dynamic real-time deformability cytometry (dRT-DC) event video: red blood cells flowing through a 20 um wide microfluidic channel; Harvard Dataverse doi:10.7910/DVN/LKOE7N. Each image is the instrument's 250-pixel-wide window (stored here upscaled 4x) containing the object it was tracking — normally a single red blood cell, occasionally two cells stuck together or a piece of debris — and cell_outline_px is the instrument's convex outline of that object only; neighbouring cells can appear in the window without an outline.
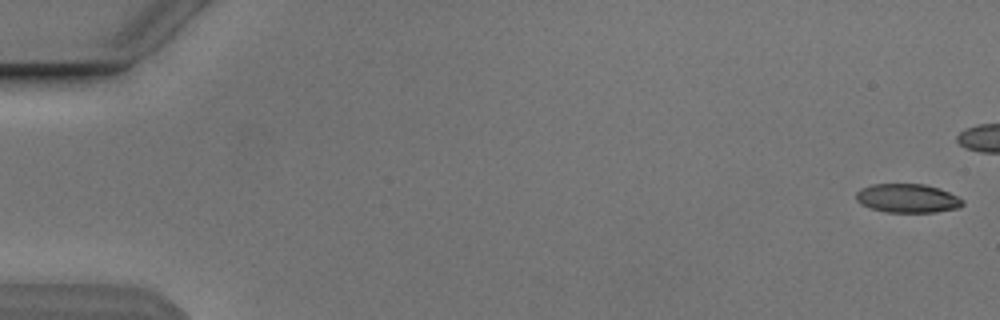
{"species": "Egyptian fruit bat (a non-hibernating species)", "species_latin": "Rousettus aegyptiacus", "temperature_condition": "cold", "stored_images_in_passage": 6, "camera_frame_rate_fps": 3000, "um_per_image_px": 0.085, "animal": {"sex": "male"}, "frame": {"image": 1, "passage_image": 1, "time_ms": 0.0, "image_size_px": [1000, 320], "cell_outline_px": [[964, 204], [960, 208], [936, 212], [884, 212], [860, 204], [856, 200], [856, 192], [860, 188], [872, 184], [924, 184], [940, 188], [964, 200]], "centroid_in_image_um": [77.14, 16.85], "position_along_channel_um": 7.9, "area_um2": 18.03}}